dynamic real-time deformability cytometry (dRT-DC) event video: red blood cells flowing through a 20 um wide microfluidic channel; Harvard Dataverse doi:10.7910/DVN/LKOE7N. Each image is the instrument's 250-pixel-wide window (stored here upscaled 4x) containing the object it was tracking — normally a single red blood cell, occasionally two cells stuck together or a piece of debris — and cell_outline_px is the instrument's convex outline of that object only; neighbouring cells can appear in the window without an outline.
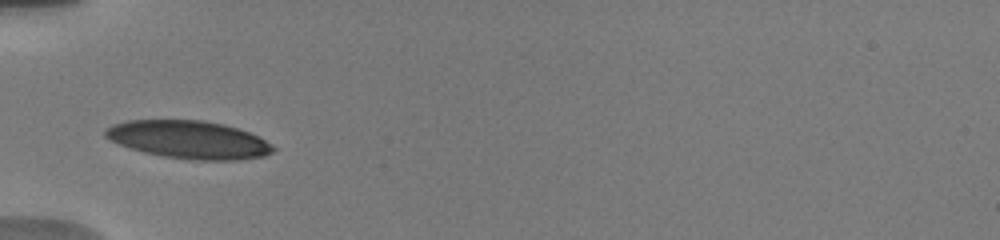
{"species": "human", "species_latin": "Homo sapiens", "temperature_condition": "warm", "stored_images_in_passage": 24, "camera_frame_rate_fps": 3000, "um_per_image_px": 0.085, "donor": {"sex": "male"}, "frame": {"image": 1, "passage_image": 1, "time_ms": 0.0, "image_size_px": [1000, 240], "cell_outline_px": [[276, 148], [272, 152], [264, 156], [236, 160], [188, 160], [164, 156], [144, 152], [120, 144], [104, 136], [104, 128], [112, 124], [128, 120], [204, 120], [224, 124], [248, 132], [272, 144]], "centroid_in_image_um": [16.04, 11.87], "position_along_channel_um": 69.0, "area_um2": 36.93}}
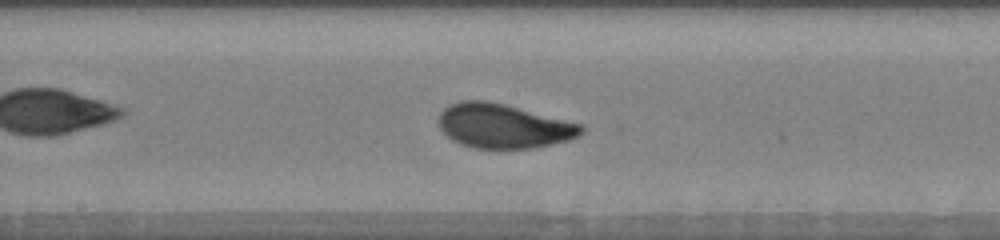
{"frame": {"image": 2, "passage_image": 14, "time_ms": 3.667, "image_size_px": [1000, 240], "cell_outline_px": [[584, 132], [568, 140], [536, 148], [476, 148], [460, 144], [452, 140], [440, 128], [436, 120], [440, 112], [448, 104], [460, 100], [488, 100], [584, 124]], "centroid_in_image_um": [42.77, 10.7], "position_along_channel_um": 205.4, "area_um2": 37.11}}
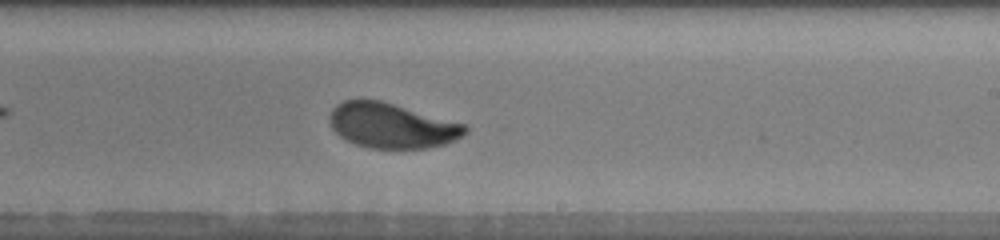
{"frame": {"image": 3, "passage_image": 18, "time_ms": 5.0, "image_size_px": [1000, 240], "cell_outline_px": [[468, 132], [444, 144], [424, 148], [368, 148], [356, 144], [340, 136], [332, 128], [328, 120], [328, 116], [332, 108], [336, 104], [344, 100], [360, 96], [380, 100], [464, 124], [468, 128]], "centroid_in_image_um": [33.2, 10.64], "position_along_channel_um": 255.8, "area_um2": 35.66}}